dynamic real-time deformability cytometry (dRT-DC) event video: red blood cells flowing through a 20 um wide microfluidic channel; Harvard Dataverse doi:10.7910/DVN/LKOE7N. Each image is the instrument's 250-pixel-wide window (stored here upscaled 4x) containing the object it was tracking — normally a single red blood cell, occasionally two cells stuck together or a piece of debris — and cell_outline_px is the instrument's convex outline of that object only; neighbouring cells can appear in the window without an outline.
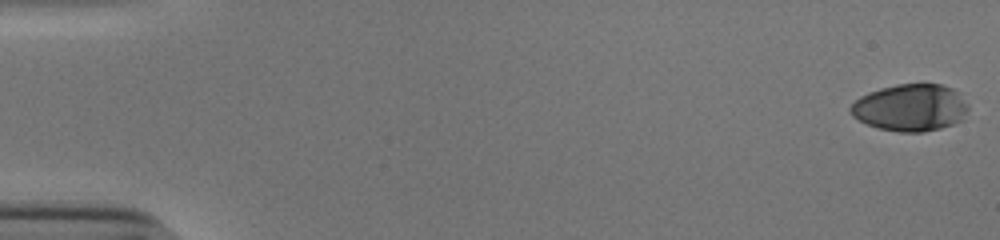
{"species": "human", "species_latin": "Homo sapiens", "temperature_condition": "cold", "stored_images_in_passage": 54, "camera_frame_rate_fps": 3000, "um_per_image_px": 0.085, "donor": {"sex": "male"}, "frame": {"image": 1, "passage_image": 1, "time_ms": 0.0, "image_size_px": [1000, 240], "cell_outline_px": [[968, 108], [964, 120], [940, 128], [924, 132], [900, 132], [880, 128], [868, 124], [852, 116], [852, 104], [860, 96], [868, 92], [880, 88], [896, 84], [940, 84], [952, 88], [968, 104]], "centroid_in_image_um": [77.41, 9.15], "position_along_channel_um": 7.6, "area_um2": 32.08}}
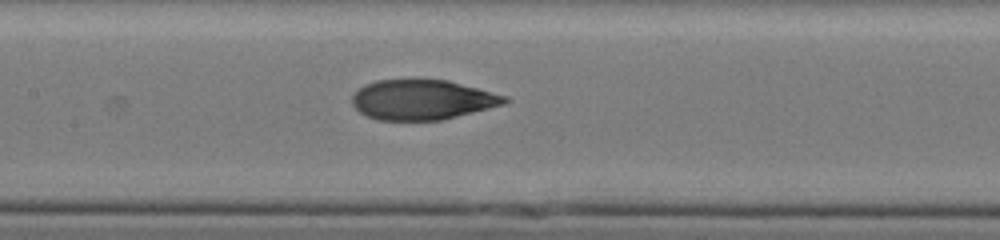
{"frame": {"image": 2, "passage_image": 27, "time_ms": 8.667, "image_size_px": [1000, 240], "cell_outline_px": [[512, 100], [504, 104], [440, 120], [376, 120], [360, 112], [352, 104], [352, 96], [364, 84], [376, 80], [448, 80], [508, 96]], "centroid_in_image_um": [35.9, 8.47], "position_along_channel_um": 171.5, "area_um2": 35.32}}
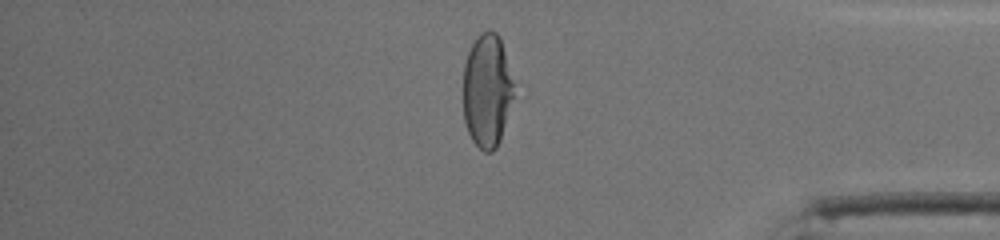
{"frame": {"image": 3, "passage_image": 46, "time_ms": 15.0, "image_size_px": [1000, 240], "cell_outline_px": [[512, 96], [500, 140], [496, 148], [492, 152], [484, 152], [472, 140], [468, 132], [464, 120], [464, 64], [468, 52], [472, 44], [480, 32], [488, 28], [496, 32], [500, 40], [504, 52], [512, 84]], "centroid_in_image_um": [41.35, 7.7], "position_along_channel_um": 393.8, "area_um2": 32.71}, "authors_computed_cell_mechanics": {"area_um2": 35.7493, "velocity_mm_per_s": 3.8751, "shape_relaxation_time_tau1_ms": null, "shape_relaxation_time_tau2_ms": 1.2273, "deformation_change_tau1": null, "deformation_change_tau2": 0.0717}}